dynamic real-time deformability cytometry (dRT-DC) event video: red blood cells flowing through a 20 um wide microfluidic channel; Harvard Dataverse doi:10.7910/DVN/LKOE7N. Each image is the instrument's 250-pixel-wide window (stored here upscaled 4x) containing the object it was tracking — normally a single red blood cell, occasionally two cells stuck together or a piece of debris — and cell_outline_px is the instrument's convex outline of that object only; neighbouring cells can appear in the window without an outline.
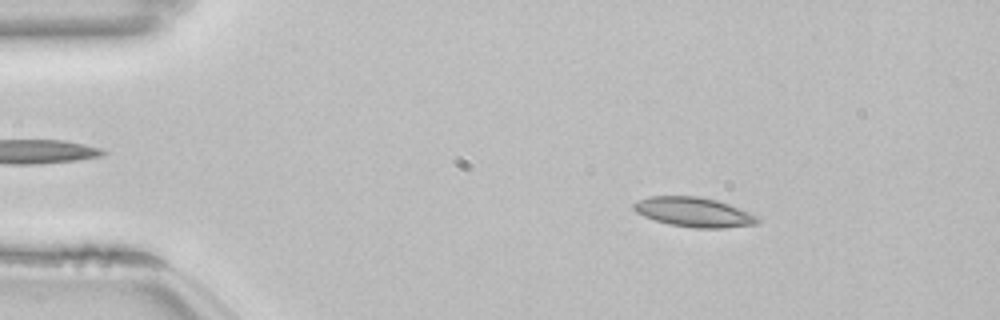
{"species": "common noctule bat (a hibernating species)", "species_latin": "Nyctalus noctula", "temperature_condition": "room temperature", "stored_images_in_passage": 53, "camera_frame_rate_fps": 3000, "um_per_image_px": 0.085, "animal": {"sex": "female", "body_mass_g": 22.7, "forearm_length_mm": 54.2}, "frame": {"image": 1, "passage_image": 8, "time_ms": 2.333, "image_size_px": [1000, 320], "cell_outline_px": [[760, 220], [756, 224], [724, 228], [696, 228], [668, 224], [644, 216], [636, 212], [632, 208], [632, 204], [636, 200], [648, 196], [696, 196], [716, 200], [728, 204], [748, 212], [756, 216]], "centroid_in_image_um": [58.92, 18.02], "position_along_channel_um": 26.1, "area_um2": 21.27}}
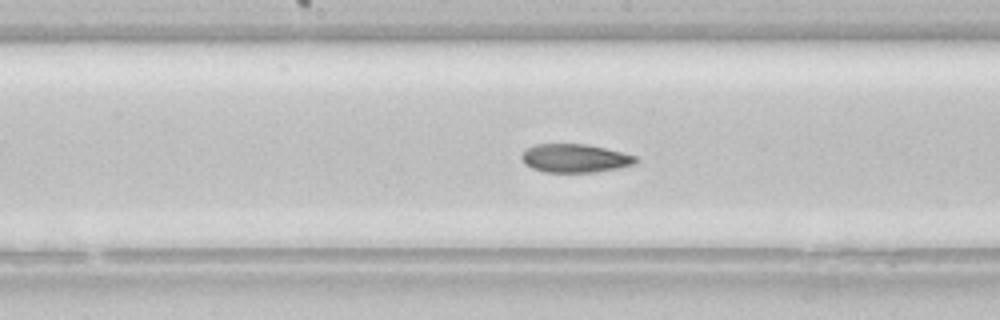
{"frame": {"image": 2, "passage_image": 27, "time_ms": 8.667, "image_size_px": [1000, 320], "cell_outline_px": [[640, 160], [636, 164], [596, 172], [544, 172], [532, 168], [524, 164], [520, 156], [528, 148], [536, 144], [584, 144], [604, 148], [636, 156]], "centroid_in_image_um": [48.87, 13.46], "position_along_channel_um": 199.3, "area_um2": 18.84}}
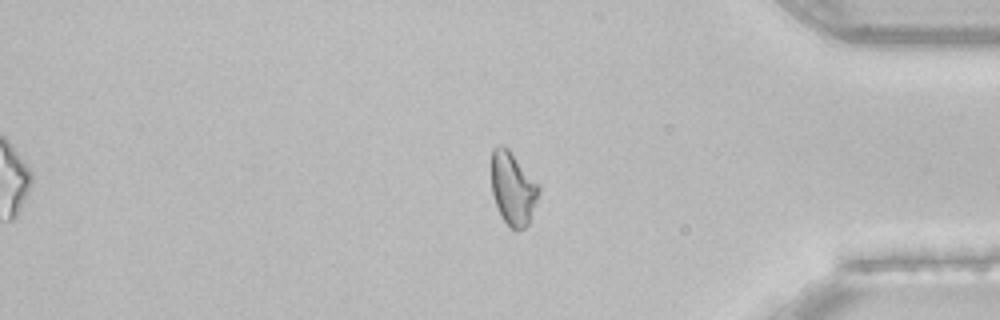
{"frame": {"image": 3, "passage_image": 44, "time_ms": 14.333, "image_size_px": [1000, 320], "cell_outline_px": [[540, 192], [528, 224], [524, 228], [516, 232], [500, 216], [492, 192], [492, 148], [496, 144], [504, 144], [508, 148], [540, 184]], "centroid_in_image_um": [43.61, 15.99], "position_along_channel_um": 391.6, "area_um2": 20.4}, "authors_computed_cell_mechanics": {"area_um2": 20.8658, "velocity_mm_per_s": 3.833, "shape_relaxation_time_tau1_ms": null, "shape_relaxation_time_tau2_ms": 4.2537, "deformation_change_tau1": null, "deformation_change_tau2": 0.0896}}